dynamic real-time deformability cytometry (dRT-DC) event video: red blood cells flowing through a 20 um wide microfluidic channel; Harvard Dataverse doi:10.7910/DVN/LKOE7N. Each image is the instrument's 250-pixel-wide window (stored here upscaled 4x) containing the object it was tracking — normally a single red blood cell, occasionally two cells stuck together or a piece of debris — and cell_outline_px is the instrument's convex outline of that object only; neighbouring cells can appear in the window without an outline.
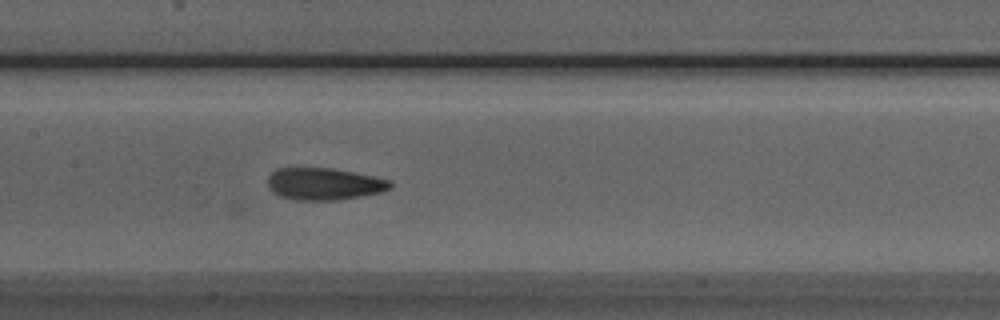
{"species": "Egyptian fruit bat (a non-hibernating species)", "species_latin": "Rousettus aegyptiacus", "temperature_condition": "room temperature", "stored_images_in_passage": 28, "camera_frame_rate_fps": 3000, "um_per_image_px": 0.085, "animal": {"sex": "male"}, "frame": {"image": 1, "passage_image": 10, "time_ms": 3.0, "image_size_px": [1000, 320], "cell_outline_px": [[392, 188], [384, 192], [336, 200], [296, 200], [280, 196], [272, 192], [268, 188], [268, 176], [276, 168], [332, 168], [372, 176], [388, 180], [392, 184]], "centroid_in_image_um": [27.52, 15.64], "position_along_channel_um": 179.9, "area_um2": 22.89}}
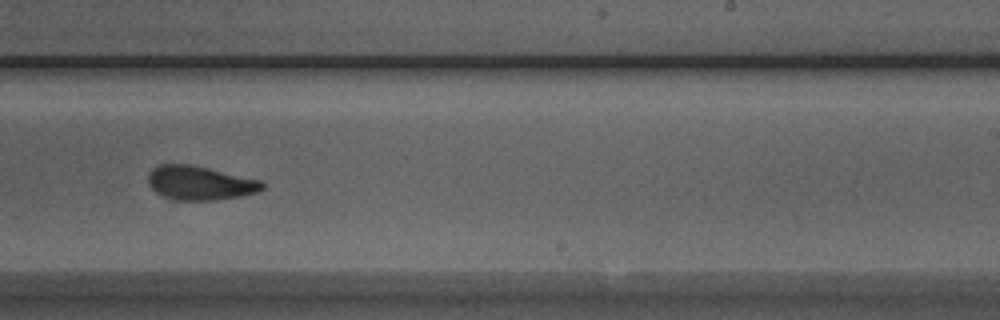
{"frame": {"image": 2, "passage_image": 17, "time_ms": 5.333, "image_size_px": [1000, 320], "cell_outline_px": [[264, 188], [256, 192], [240, 196], [212, 200], [172, 200], [156, 192], [148, 184], [148, 172], [152, 168], [160, 164], [188, 164], [208, 168], [260, 180], [264, 184]], "centroid_in_image_um": [16.94, 15.55], "position_along_channel_um": 272.1, "area_um2": 22.48}}
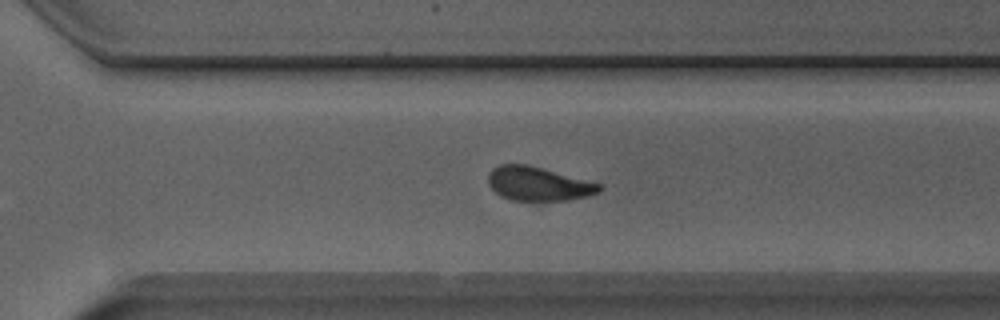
{"frame": {"image": 3, "passage_image": 21, "time_ms": 6.667, "image_size_px": [1000, 320], "cell_outline_px": [[604, 188], [600, 192], [588, 196], [568, 200], [512, 200], [500, 196], [488, 184], [488, 176], [492, 168], [500, 164], [528, 164], [544, 168], [600, 184]], "centroid_in_image_um": [45.75, 15.61], "position_along_channel_um": 324.8, "area_um2": 21.96}}